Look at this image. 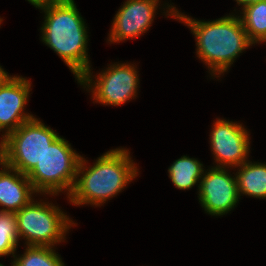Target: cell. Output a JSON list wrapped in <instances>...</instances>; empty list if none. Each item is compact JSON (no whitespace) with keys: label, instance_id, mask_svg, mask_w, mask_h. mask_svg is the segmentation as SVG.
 I'll return each instance as SVG.
<instances>
[{"label":"cell","instance_id":"6da1fadb","mask_svg":"<svg viewBox=\"0 0 266 266\" xmlns=\"http://www.w3.org/2000/svg\"><path fill=\"white\" fill-rule=\"evenodd\" d=\"M166 15L187 24L196 38L197 55L213 75L228 70L240 53L253 43L248 39L239 16H225L213 21H198L172 6ZM171 14V15H170Z\"/></svg>","mask_w":266,"mask_h":266},{"label":"cell","instance_id":"7a4b0ae2","mask_svg":"<svg viewBox=\"0 0 266 266\" xmlns=\"http://www.w3.org/2000/svg\"><path fill=\"white\" fill-rule=\"evenodd\" d=\"M40 9L45 12L42 41L63 59L78 81L91 67L87 27L74 0H57Z\"/></svg>","mask_w":266,"mask_h":266},{"label":"cell","instance_id":"3957f363","mask_svg":"<svg viewBox=\"0 0 266 266\" xmlns=\"http://www.w3.org/2000/svg\"><path fill=\"white\" fill-rule=\"evenodd\" d=\"M129 153L122 148L110 150L89 168L85 167L87 160L81 157L76 181L68 196L70 202L99 206L121 192L138 174Z\"/></svg>","mask_w":266,"mask_h":266},{"label":"cell","instance_id":"277c9868","mask_svg":"<svg viewBox=\"0 0 266 266\" xmlns=\"http://www.w3.org/2000/svg\"><path fill=\"white\" fill-rule=\"evenodd\" d=\"M81 157L72 150L68 141L59 136L27 177L37 193L56 195L67 190L69 196L76 181Z\"/></svg>","mask_w":266,"mask_h":266},{"label":"cell","instance_id":"5b68a950","mask_svg":"<svg viewBox=\"0 0 266 266\" xmlns=\"http://www.w3.org/2000/svg\"><path fill=\"white\" fill-rule=\"evenodd\" d=\"M58 137L54 130L33 118L1 140V161L27 175Z\"/></svg>","mask_w":266,"mask_h":266},{"label":"cell","instance_id":"8992f818","mask_svg":"<svg viewBox=\"0 0 266 266\" xmlns=\"http://www.w3.org/2000/svg\"><path fill=\"white\" fill-rule=\"evenodd\" d=\"M60 210L52 203L32 200L15 213L18 238H25L27 246L53 247L64 241L66 232L75 223Z\"/></svg>","mask_w":266,"mask_h":266},{"label":"cell","instance_id":"52a82bcc","mask_svg":"<svg viewBox=\"0 0 266 266\" xmlns=\"http://www.w3.org/2000/svg\"><path fill=\"white\" fill-rule=\"evenodd\" d=\"M132 64H113L99 74L92 83V73L89 68L78 80V83L91 89L96 103L105 105H121L136 96L139 78ZM93 84V85H91ZM92 86L94 88H92Z\"/></svg>","mask_w":266,"mask_h":266},{"label":"cell","instance_id":"ba28073f","mask_svg":"<svg viewBox=\"0 0 266 266\" xmlns=\"http://www.w3.org/2000/svg\"><path fill=\"white\" fill-rule=\"evenodd\" d=\"M210 135L214 160L219 163L215 167H238L248 161L246 159L250 150V140L242 124L217 119Z\"/></svg>","mask_w":266,"mask_h":266},{"label":"cell","instance_id":"9c48e42d","mask_svg":"<svg viewBox=\"0 0 266 266\" xmlns=\"http://www.w3.org/2000/svg\"><path fill=\"white\" fill-rule=\"evenodd\" d=\"M199 202L205 212L221 216L231 211L240 199L236 176L223 167H212L200 180Z\"/></svg>","mask_w":266,"mask_h":266},{"label":"cell","instance_id":"30bf717a","mask_svg":"<svg viewBox=\"0 0 266 266\" xmlns=\"http://www.w3.org/2000/svg\"><path fill=\"white\" fill-rule=\"evenodd\" d=\"M29 80L20 76H8L0 84V131L2 139L23 123L35 118L24 113L31 89Z\"/></svg>","mask_w":266,"mask_h":266},{"label":"cell","instance_id":"8fae6325","mask_svg":"<svg viewBox=\"0 0 266 266\" xmlns=\"http://www.w3.org/2000/svg\"><path fill=\"white\" fill-rule=\"evenodd\" d=\"M159 0H127L114 17L108 41L135 38L148 30Z\"/></svg>","mask_w":266,"mask_h":266},{"label":"cell","instance_id":"7c38bea8","mask_svg":"<svg viewBox=\"0 0 266 266\" xmlns=\"http://www.w3.org/2000/svg\"><path fill=\"white\" fill-rule=\"evenodd\" d=\"M0 165L3 168L0 170V206H3L0 211L16 213L30 203L33 200L32 194L37 192L27 175L1 161V144Z\"/></svg>","mask_w":266,"mask_h":266},{"label":"cell","instance_id":"4fadbf2b","mask_svg":"<svg viewBox=\"0 0 266 266\" xmlns=\"http://www.w3.org/2000/svg\"><path fill=\"white\" fill-rule=\"evenodd\" d=\"M236 172L238 193L254 198H266V164L252 163L249 160L241 164Z\"/></svg>","mask_w":266,"mask_h":266},{"label":"cell","instance_id":"5bb4252c","mask_svg":"<svg viewBox=\"0 0 266 266\" xmlns=\"http://www.w3.org/2000/svg\"><path fill=\"white\" fill-rule=\"evenodd\" d=\"M169 178L178 189L192 188L204 174L203 164L194 158L183 156L168 168Z\"/></svg>","mask_w":266,"mask_h":266},{"label":"cell","instance_id":"9a60e30c","mask_svg":"<svg viewBox=\"0 0 266 266\" xmlns=\"http://www.w3.org/2000/svg\"><path fill=\"white\" fill-rule=\"evenodd\" d=\"M239 16L248 39L253 43L266 42V0L246 5Z\"/></svg>","mask_w":266,"mask_h":266},{"label":"cell","instance_id":"2e32d148","mask_svg":"<svg viewBox=\"0 0 266 266\" xmlns=\"http://www.w3.org/2000/svg\"><path fill=\"white\" fill-rule=\"evenodd\" d=\"M53 247L27 246L20 257L14 256L12 266H64L61 258Z\"/></svg>","mask_w":266,"mask_h":266},{"label":"cell","instance_id":"e0dca14e","mask_svg":"<svg viewBox=\"0 0 266 266\" xmlns=\"http://www.w3.org/2000/svg\"><path fill=\"white\" fill-rule=\"evenodd\" d=\"M18 239L15 213L0 211V257L9 254L14 257Z\"/></svg>","mask_w":266,"mask_h":266},{"label":"cell","instance_id":"ac0fdd59","mask_svg":"<svg viewBox=\"0 0 266 266\" xmlns=\"http://www.w3.org/2000/svg\"><path fill=\"white\" fill-rule=\"evenodd\" d=\"M29 3L34 5L36 8H42L46 5H48L51 2L57 1V0H27Z\"/></svg>","mask_w":266,"mask_h":266},{"label":"cell","instance_id":"d6986e66","mask_svg":"<svg viewBox=\"0 0 266 266\" xmlns=\"http://www.w3.org/2000/svg\"><path fill=\"white\" fill-rule=\"evenodd\" d=\"M238 5H242L243 7L246 5H250L253 3H257L260 0H236Z\"/></svg>","mask_w":266,"mask_h":266},{"label":"cell","instance_id":"ffe728a7","mask_svg":"<svg viewBox=\"0 0 266 266\" xmlns=\"http://www.w3.org/2000/svg\"><path fill=\"white\" fill-rule=\"evenodd\" d=\"M8 73L0 66V84L8 77Z\"/></svg>","mask_w":266,"mask_h":266}]
</instances>
